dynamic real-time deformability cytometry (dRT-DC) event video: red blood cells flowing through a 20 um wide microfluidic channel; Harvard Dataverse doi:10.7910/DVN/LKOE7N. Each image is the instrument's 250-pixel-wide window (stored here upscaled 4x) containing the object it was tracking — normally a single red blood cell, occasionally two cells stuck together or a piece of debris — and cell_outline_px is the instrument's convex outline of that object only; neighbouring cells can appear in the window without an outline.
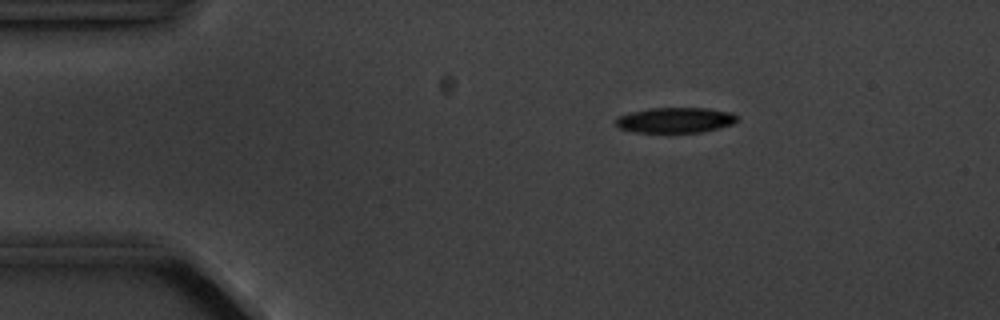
{"species": "common noctule bat (a hibernating species)", "species_latin": "Nyctalus noctula", "temperature_condition": "cold", "stored_images_in_passage": 3, "camera_frame_rate_fps": 3000, "um_per_image_px": 0.085, "animal": {"sex": "male", "body_mass_g": 20.1, "forearm_length_mm": 53.5}, "frame": {"image": 1, "passage_image": 1, "time_ms": 0.0, "image_size_px": [1000, 320], "cell_outline_px": [[736, 120], [732, 124], [720, 128], [700, 132], [632, 132], [620, 128], [616, 124], [616, 120], [620, 116], [628, 112], [652, 108], [708, 108], [732, 112], [736, 116]], "centroid_in_image_um": [57.4, 10.2], "position_along_channel_um": 27.6, "area_um2": 17.86}}